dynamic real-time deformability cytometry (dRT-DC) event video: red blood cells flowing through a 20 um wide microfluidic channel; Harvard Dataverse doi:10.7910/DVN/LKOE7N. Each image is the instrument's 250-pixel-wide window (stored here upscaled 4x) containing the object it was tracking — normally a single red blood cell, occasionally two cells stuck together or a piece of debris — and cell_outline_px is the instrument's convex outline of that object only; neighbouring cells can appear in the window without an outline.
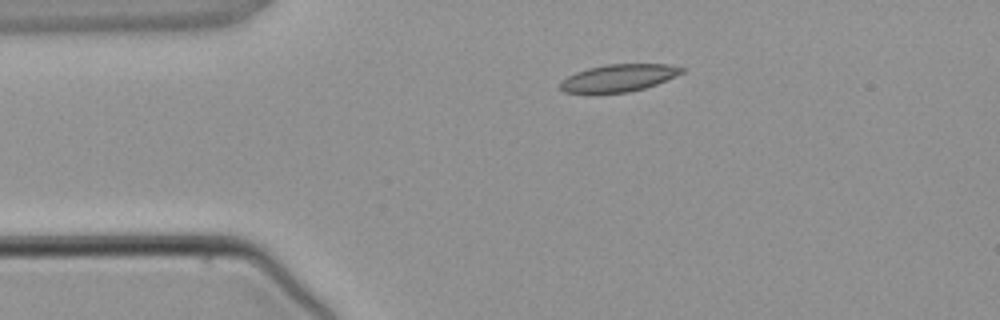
{"species": "common noctule bat (a hibernating species)", "species_latin": "Nyctalus noctula", "temperature_condition": "warm", "stored_images_in_passage": 5, "camera_frame_rate_fps": 3000, "um_per_image_px": 0.085, "animal": {"sex": "male", "body_mass_g": 21.5, "forearm_length_mm": 52.0}, "frame": {"image": 1, "passage_image": 3, "time_ms": 2.333, "image_size_px": [1000, 320], "cell_outline_px": [[688, 68], [684, 72], [656, 84], [644, 88], [628, 92], [592, 96], [564, 92], [560, 88], [560, 80], [576, 72], [588, 68], [608, 64], [668, 64]], "centroid_in_image_um": [52.52, 6.66], "position_along_channel_um": 32.5, "area_um2": 20.06}}
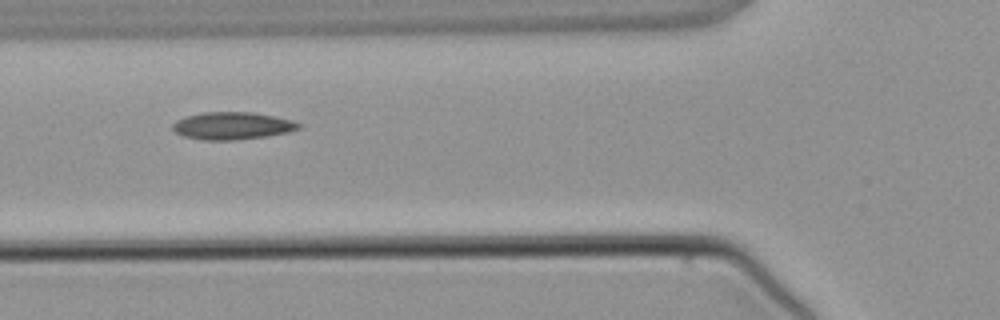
{"frame": {"image": 2, "passage_image": 5, "time_ms": 4.667, "image_size_px": [1000, 320], "cell_outline_px": [[300, 128], [288, 132], [268, 136], [236, 140], [200, 140], [184, 136], [176, 132], [172, 128], [172, 124], [176, 120], [184, 116], [204, 112], [252, 112], [276, 116], [292, 120], [300, 124]], "centroid_in_image_um": [19.73, 10.69], "position_along_channel_um": 106.1, "area_um2": 20.29}}